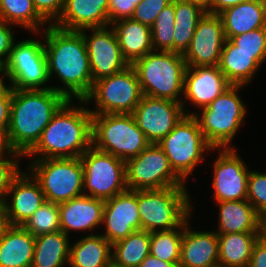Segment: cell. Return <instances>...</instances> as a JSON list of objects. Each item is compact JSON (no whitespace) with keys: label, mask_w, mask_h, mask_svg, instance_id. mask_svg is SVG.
I'll list each match as a JSON object with an SVG mask.
<instances>
[{"label":"cell","mask_w":266,"mask_h":267,"mask_svg":"<svg viewBox=\"0 0 266 267\" xmlns=\"http://www.w3.org/2000/svg\"><path fill=\"white\" fill-rule=\"evenodd\" d=\"M32 34L44 36L50 82L56 77L62 83L52 85L51 89L68 100H84L92 90L93 79L83 35L79 31L62 30L53 25Z\"/></svg>","instance_id":"1"},{"label":"cell","mask_w":266,"mask_h":267,"mask_svg":"<svg viewBox=\"0 0 266 267\" xmlns=\"http://www.w3.org/2000/svg\"><path fill=\"white\" fill-rule=\"evenodd\" d=\"M75 101L59 108L25 158H78L92 146V113L85 100Z\"/></svg>","instance_id":"2"},{"label":"cell","mask_w":266,"mask_h":267,"mask_svg":"<svg viewBox=\"0 0 266 267\" xmlns=\"http://www.w3.org/2000/svg\"><path fill=\"white\" fill-rule=\"evenodd\" d=\"M67 100L51 88L13 89L8 136L14 150L25 156L36 145L44 128Z\"/></svg>","instance_id":"3"},{"label":"cell","mask_w":266,"mask_h":267,"mask_svg":"<svg viewBox=\"0 0 266 267\" xmlns=\"http://www.w3.org/2000/svg\"><path fill=\"white\" fill-rule=\"evenodd\" d=\"M132 66L143 95L181 102L187 69L183 54L153 50Z\"/></svg>","instance_id":"4"},{"label":"cell","mask_w":266,"mask_h":267,"mask_svg":"<svg viewBox=\"0 0 266 267\" xmlns=\"http://www.w3.org/2000/svg\"><path fill=\"white\" fill-rule=\"evenodd\" d=\"M243 87L245 86L231 85L207 107L193 112L206 141L213 148H234L231 145L234 136L244 126L248 111L240 96Z\"/></svg>","instance_id":"5"},{"label":"cell","mask_w":266,"mask_h":267,"mask_svg":"<svg viewBox=\"0 0 266 267\" xmlns=\"http://www.w3.org/2000/svg\"><path fill=\"white\" fill-rule=\"evenodd\" d=\"M190 195L186 186L137 191L141 230L151 233L179 228L193 216Z\"/></svg>","instance_id":"6"},{"label":"cell","mask_w":266,"mask_h":267,"mask_svg":"<svg viewBox=\"0 0 266 267\" xmlns=\"http://www.w3.org/2000/svg\"><path fill=\"white\" fill-rule=\"evenodd\" d=\"M151 143L132 114H92V146L124 161L138 156Z\"/></svg>","instance_id":"7"},{"label":"cell","mask_w":266,"mask_h":267,"mask_svg":"<svg viewBox=\"0 0 266 267\" xmlns=\"http://www.w3.org/2000/svg\"><path fill=\"white\" fill-rule=\"evenodd\" d=\"M169 159L173 171L186 183L196 167L213 148L205 139L194 115H185L174 129L157 143Z\"/></svg>","instance_id":"8"},{"label":"cell","mask_w":266,"mask_h":267,"mask_svg":"<svg viewBox=\"0 0 266 267\" xmlns=\"http://www.w3.org/2000/svg\"><path fill=\"white\" fill-rule=\"evenodd\" d=\"M25 169L40 184L46 201L60 204L84 195L80 157L31 160Z\"/></svg>","instance_id":"9"},{"label":"cell","mask_w":266,"mask_h":267,"mask_svg":"<svg viewBox=\"0 0 266 267\" xmlns=\"http://www.w3.org/2000/svg\"><path fill=\"white\" fill-rule=\"evenodd\" d=\"M143 97L137 73L132 65L114 75L94 82L86 104L95 103L92 114H132ZM96 108V109H95Z\"/></svg>","instance_id":"10"},{"label":"cell","mask_w":266,"mask_h":267,"mask_svg":"<svg viewBox=\"0 0 266 267\" xmlns=\"http://www.w3.org/2000/svg\"><path fill=\"white\" fill-rule=\"evenodd\" d=\"M6 76L12 89L45 90L51 88L44 36L42 42L37 38L15 41L6 62Z\"/></svg>","instance_id":"11"},{"label":"cell","mask_w":266,"mask_h":267,"mask_svg":"<svg viewBox=\"0 0 266 267\" xmlns=\"http://www.w3.org/2000/svg\"><path fill=\"white\" fill-rule=\"evenodd\" d=\"M80 159L84 170V195L106 201L127 190L124 160L93 146Z\"/></svg>","instance_id":"12"},{"label":"cell","mask_w":266,"mask_h":267,"mask_svg":"<svg viewBox=\"0 0 266 267\" xmlns=\"http://www.w3.org/2000/svg\"><path fill=\"white\" fill-rule=\"evenodd\" d=\"M128 190H156L187 186L172 169L169 159L158 144H150L138 156L125 161Z\"/></svg>","instance_id":"13"},{"label":"cell","mask_w":266,"mask_h":267,"mask_svg":"<svg viewBox=\"0 0 266 267\" xmlns=\"http://www.w3.org/2000/svg\"><path fill=\"white\" fill-rule=\"evenodd\" d=\"M212 164L213 201L247 200L250 169L237 152L238 148H215L218 151Z\"/></svg>","instance_id":"14"},{"label":"cell","mask_w":266,"mask_h":267,"mask_svg":"<svg viewBox=\"0 0 266 267\" xmlns=\"http://www.w3.org/2000/svg\"><path fill=\"white\" fill-rule=\"evenodd\" d=\"M79 32L86 43L93 84L129 66L122 56L116 34L110 25L85 28Z\"/></svg>","instance_id":"15"},{"label":"cell","mask_w":266,"mask_h":267,"mask_svg":"<svg viewBox=\"0 0 266 267\" xmlns=\"http://www.w3.org/2000/svg\"><path fill=\"white\" fill-rule=\"evenodd\" d=\"M132 115L147 140L157 144L186 114L181 102L143 95Z\"/></svg>","instance_id":"16"},{"label":"cell","mask_w":266,"mask_h":267,"mask_svg":"<svg viewBox=\"0 0 266 267\" xmlns=\"http://www.w3.org/2000/svg\"><path fill=\"white\" fill-rule=\"evenodd\" d=\"M225 40L219 14L206 12L199 19L190 46L183 54L187 66H217Z\"/></svg>","instance_id":"17"},{"label":"cell","mask_w":266,"mask_h":267,"mask_svg":"<svg viewBox=\"0 0 266 267\" xmlns=\"http://www.w3.org/2000/svg\"><path fill=\"white\" fill-rule=\"evenodd\" d=\"M231 84L217 66H187L184 76L183 97L181 100L186 115H193L186 103L199 110L207 107ZM187 107V108H186Z\"/></svg>","instance_id":"18"},{"label":"cell","mask_w":266,"mask_h":267,"mask_svg":"<svg viewBox=\"0 0 266 267\" xmlns=\"http://www.w3.org/2000/svg\"><path fill=\"white\" fill-rule=\"evenodd\" d=\"M102 236L111 244L141 230L137 191L126 190L105 201Z\"/></svg>","instance_id":"19"},{"label":"cell","mask_w":266,"mask_h":267,"mask_svg":"<svg viewBox=\"0 0 266 267\" xmlns=\"http://www.w3.org/2000/svg\"><path fill=\"white\" fill-rule=\"evenodd\" d=\"M24 171L15 178L2 201L8 225L23 226L46 201L38 181L27 169Z\"/></svg>","instance_id":"20"},{"label":"cell","mask_w":266,"mask_h":267,"mask_svg":"<svg viewBox=\"0 0 266 267\" xmlns=\"http://www.w3.org/2000/svg\"><path fill=\"white\" fill-rule=\"evenodd\" d=\"M104 205V200L86 195L58 204L61 231L69 237L71 231L96 234L93 231L103 223Z\"/></svg>","instance_id":"21"},{"label":"cell","mask_w":266,"mask_h":267,"mask_svg":"<svg viewBox=\"0 0 266 267\" xmlns=\"http://www.w3.org/2000/svg\"><path fill=\"white\" fill-rule=\"evenodd\" d=\"M191 217L184 222L178 267H219L217 233L191 229Z\"/></svg>","instance_id":"22"},{"label":"cell","mask_w":266,"mask_h":267,"mask_svg":"<svg viewBox=\"0 0 266 267\" xmlns=\"http://www.w3.org/2000/svg\"><path fill=\"white\" fill-rule=\"evenodd\" d=\"M108 4L109 0H66L52 25L67 31L109 26Z\"/></svg>","instance_id":"23"},{"label":"cell","mask_w":266,"mask_h":267,"mask_svg":"<svg viewBox=\"0 0 266 267\" xmlns=\"http://www.w3.org/2000/svg\"><path fill=\"white\" fill-rule=\"evenodd\" d=\"M226 39L266 27V0H248L219 13Z\"/></svg>","instance_id":"24"},{"label":"cell","mask_w":266,"mask_h":267,"mask_svg":"<svg viewBox=\"0 0 266 267\" xmlns=\"http://www.w3.org/2000/svg\"><path fill=\"white\" fill-rule=\"evenodd\" d=\"M35 236L23 226L7 225L0 236V267H31Z\"/></svg>","instance_id":"25"},{"label":"cell","mask_w":266,"mask_h":267,"mask_svg":"<svg viewBox=\"0 0 266 267\" xmlns=\"http://www.w3.org/2000/svg\"><path fill=\"white\" fill-rule=\"evenodd\" d=\"M110 26L116 34L122 56L129 65L154 50L150 26L131 18L115 21Z\"/></svg>","instance_id":"26"},{"label":"cell","mask_w":266,"mask_h":267,"mask_svg":"<svg viewBox=\"0 0 266 267\" xmlns=\"http://www.w3.org/2000/svg\"><path fill=\"white\" fill-rule=\"evenodd\" d=\"M218 207L217 234L258 233L259 214L247 201H222Z\"/></svg>","instance_id":"27"},{"label":"cell","mask_w":266,"mask_h":267,"mask_svg":"<svg viewBox=\"0 0 266 267\" xmlns=\"http://www.w3.org/2000/svg\"><path fill=\"white\" fill-rule=\"evenodd\" d=\"M82 235L72 242L69 252V267L112 266V244L101 234Z\"/></svg>","instance_id":"28"},{"label":"cell","mask_w":266,"mask_h":267,"mask_svg":"<svg viewBox=\"0 0 266 267\" xmlns=\"http://www.w3.org/2000/svg\"><path fill=\"white\" fill-rule=\"evenodd\" d=\"M218 67L231 85L248 86L261 65L255 60V54L239 50L226 39Z\"/></svg>","instance_id":"29"},{"label":"cell","mask_w":266,"mask_h":267,"mask_svg":"<svg viewBox=\"0 0 266 267\" xmlns=\"http://www.w3.org/2000/svg\"><path fill=\"white\" fill-rule=\"evenodd\" d=\"M61 230L35 237L31 267H66L69 261L71 240Z\"/></svg>","instance_id":"30"},{"label":"cell","mask_w":266,"mask_h":267,"mask_svg":"<svg viewBox=\"0 0 266 267\" xmlns=\"http://www.w3.org/2000/svg\"><path fill=\"white\" fill-rule=\"evenodd\" d=\"M219 267H248L258 233L217 234Z\"/></svg>","instance_id":"31"},{"label":"cell","mask_w":266,"mask_h":267,"mask_svg":"<svg viewBox=\"0 0 266 267\" xmlns=\"http://www.w3.org/2000/svg\"><path fill=\"white\" fill-rule=\"evenodd\" d=\"M174 10L173 52L184 54L190 46L198 21L206 10L186 0H174Z\"/></svg>","instance_id":"32"},{"label":"cell","mask_w":266,"mask_h":267,"mask_svg":"<svg viewBox=\"0 0 266 267\" xmlns=\"http://www.w3.org/2000/svg\"><path fill=\"white\" fill-rule=\"evenodd\" d=\"M150 254V232L139 230L112 244L113 267H138Z\"/></svg>","instance_id":"33"},{"label":"cell","mask_w":266,"mask_h":267,"mask_svg":"<svg viewBox=\"0 0 266 267\" xmlns=\"http://www.w3.org/2000/svg\"><path fill=\"white\" fill-rule=\"evenodd\" d=\"M0 18L32 33L42 32L50 25L37 12L33 0H0Z\"/></svg>","instance_id":"34"},{"label":"cell","mask_w":266,"mask_h":267,"mask_svg":"<svg viewBox=\"0 0 266 267\" xmlns=\"http://www.w3.org/2000/svg\"><path fill=\"white\" fill-rule=\"evenodd\" d=\"M183 229L184 223L179 228L172 230L151 232L150 254L162 261L171 262L175 267H178Z\"/></svg>","instance_id":"35"},{"label":"cell","mask_w":266,"mask_h":267,"mask_svg":"<svg viewBox=\"0 0 266 267\" xmlns=\"http://www.w3.org/2000/svg\"><path fill=\"white\" fill-rule=\"evenodd\" d=\"M175 26L174 0L157 16L151 26L152 45L155 51L173 52V34Z\"/></svg>","instance_id":"36"},{"label":"cell","mask_w":266,"mask_h":267,"mask_svg":"<svg viewBox=\"0 0 266 267\" xmlns=\"http://www.w3.org/2000/svg\"><path fill=\"white\" fill-rule=\"evenodd\" d=\"M23 227L35 237L60 231L58 204L45 201Z\"/></svg>","instance_id":"37"},{"label":"cell","mask_w":266,"mask_h":267,"mask_svg":"<svg viewBox=\"0 0 266 267\" xmlns=\"http://www.w3.org/2000/svg\"><path fill=\"white\" fill-rule=\"evenodd\" d=\"M239 50L255 54V60L262 66L266 61V27L246 32L229 39Z\"/></svg>","instance_id":"38"},{"label":"cell","mask_w":266,"mask_h":267,"mask_svg":"<svg viewBox=\"0 0 266 267\" xmlns=\"http://www.w3.org/2000/svg\"><path fill=\"white\" fill-rule=\"evenodd\" d=\"M247 201L258 214L266 211V172L250 170Z\"/></svg>","instance_id":"39"},{"label":"cell","mask_w":266,"mask_h":267,"mask_svg":"<svg viewBox=\"0 0 266 267\" xmlns=\"http://www.w3.org/2000/svg\"><path fill=\"white\" fill-rule=\"evenodd\" d=\"M20 159L23 155L0 157V201L2 202L15 178L22 172Z\"/></svg>","instance_id":"40"},{"label":"cell","mask_w":266,"mask_h":267,"mask_svg":"<svg viewBox=\"0 0 266 267\" xmlns=\"http://www.w3.org/2000/svg\"><path fill=\"white\" fill-rule=\"evenodd\" d=\"M171 2L172 0H141L131 19L151 27L159 13Z\"/></svg>","instance_id":"41"},{"label":"cell","mask_w":266,"mask_h":267,"mask_svg":"<svg viewBox=\"0 0 266 267\" xmlns=\"http://www.w3.org/2000/svg\"><path fill=\"white\" fill-rule=\"evenodd\" d=\"M141 0H109L108 19L109 24L132 17L135 7Z\"/></svg>","instance_id":"42"},{"label":"cell","mask_w":266,"mask_h":267,"mask_svg":"<svg viewBox=\"0 0 266 267\" xmlns=\"http://www.w3.org/2000/svg\"><path fill=\"white\" fill-rule=\"evenodd\" d=\"M66 0H33L37 12L52 25L62 13Z\"/></svg>","instance_id":"43"},{"label":"cell","mask_w":266,"mask_h":267,"mask_svg":"<svg viewBox=\"0 0 266 267\" xmlns=\"http://www.w3.org/2000/svg\"><path fill=\"white\" fill-rule=\"evenodd\" d=\"M12 28V24H8L0 18V59L5 63L8 61L16 41Z\"/></svg>","instance_id":"44"},{"label":"cell","mask_w":266,"mask_h":267,"mask_svg":"<svg viewBox=\"0 0 266 267\" xmlns=\"http://www.w3.org/2000/svg\"><path fill=\"white\" fill-rule=\"evenodd\" d=\"M13 89L10 84L0 85V127H8Z\"/></svg>","instance_id":"45"},{"label":"cell","mask_w":266,"mask_h":267,"mask_svg":"<svg viewBox=\"0 0 266 267\" xmlns=\"http://www.w3.org/2000/svg\"><path fill=\"white\" fill-rule=\"evenodd\" d=\"M248 267H266V242L259 238L254 244Z\"/></svg>","instance_id":"46"},{"label":"cell","mask_w":266,"mask_h":267,"mask_svg":"<svg viewBox=\"0 0 266 267\" xmlns=\"http://www.w3.org/2000/svg\"><path fill=\"white\" fill-rule=\"evenodd\" d=\"M21 155L17 153L12 147L9 136L8 127H0V157Z\"/></svg>","instance_id":"47"},{"label":"cell","mask_w":266,"mask_h":267,"mask_svg":"<svg viewBox=\"0 0 266 267\" xmlns=\"http://www.w3.org/2000/svg\"><path fill=\"white\" fill-rule=\"evenodd\" d=\"M245 1L248 0H211L210 7L206 12L212 14H219L224 9L231 6H235Z\"/></svg>","instance_id":"48"},{"label":"cell","mask_w":266,"mask_h":267,"mask_svg":"<svg viewBox=\"0 0 266 267\" xmlns=\"http://www.w3.org/2000/svg\"><path fill=\"white\" fill-rule=\"evenodd\" d=\"M138 267H175L171 262L162 261L149 254Z\"/></svg>","instance_id":"49"},{"label":"cell","mask_w":266,"mask_h":267,"mask_svg":"<svg viewBox=\"0 0 266 267\" xmlns=\"http://www.w3.org/2000/svg\"><path fill=\"white\" fill-rule=\"evenodd\" d=\"M258 238L266 242V211L259 214Z\"/></svg>","instance_id":"50"},{"label":"cell","mask_w":266,"mask_h":267,"mask_svg":"<svg viewBox=\"0 0 266 267\" xmlns=\"http://www.w3.org/2000/svg\"><path fill=\"white\" fill-rule=\"evenodd\" d=\"M5 208L3 202L0 201V236L2 235L3 230L7 226Z\"/></svg>","instance_id":"51"},{"label":"cell","mask_w":266,"mask_h":267,"mask_svg":"<svg viewBox=\"0 0 266 267\" xmlns=\"http://www.w3.org/2000/svg\"><path fill=\"white\" fill-rule=\"evenodd\" d=\"M5 79L7 80L6 63L0 59V85L6 84Z\"/></svg>","instance_id":"52"},{"label":"cell","mask_w":266,"mask_h":267,"mask_svg":"<svg viewBox=\"0 0 266 267\" xmlns=\"http://www.w3.org/2000/svg\"><path fill=\"white\" fill-rule=\"evenodd\" d=\"M186 1H190L191 3L198 4L202 8H204L206 11L209 9L210 3H211V0H186Z\"/></svg>","instance_id":"53"}]
</instances>
